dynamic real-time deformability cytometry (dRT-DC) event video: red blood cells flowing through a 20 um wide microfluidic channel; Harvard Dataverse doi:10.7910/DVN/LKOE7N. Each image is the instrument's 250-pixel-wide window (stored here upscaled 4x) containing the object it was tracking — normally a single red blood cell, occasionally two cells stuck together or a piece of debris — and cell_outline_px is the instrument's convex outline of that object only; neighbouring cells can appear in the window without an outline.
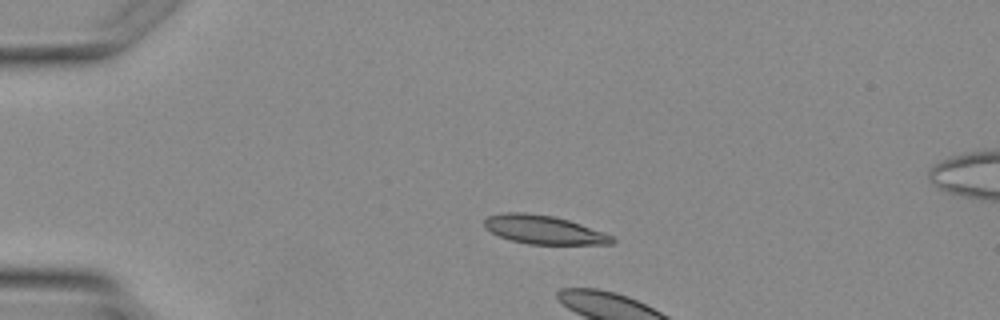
{"species": "Egyptian fruit bat (a non-hibernating species)", "species_latin": "Rousettus aegyptiacus", "temperature_condition": "warm", "stored_images_in_passage": 4, "camera_frame_rate_fps": 3000, "um_per_image_px": 0.085, "animal": {"sex": "female"}, "frame": {"image": 1, "passage_image": 2, "time_ms": 1.667, "image_size_px": [1000, 320], "cell_outline_px": [[616, 240], [612, 244], [528, 244], [512, 240], [500, 236], [484, 228], [484, 220], [488, 216], [504, 212], [524, 212], [552, 216], [568, 220], [604, 232], [612, 236]], "centroid_in_image_um": [46.21, 19.52], "position_along_channel_um": 38.8, "area_um2": 21.15}}